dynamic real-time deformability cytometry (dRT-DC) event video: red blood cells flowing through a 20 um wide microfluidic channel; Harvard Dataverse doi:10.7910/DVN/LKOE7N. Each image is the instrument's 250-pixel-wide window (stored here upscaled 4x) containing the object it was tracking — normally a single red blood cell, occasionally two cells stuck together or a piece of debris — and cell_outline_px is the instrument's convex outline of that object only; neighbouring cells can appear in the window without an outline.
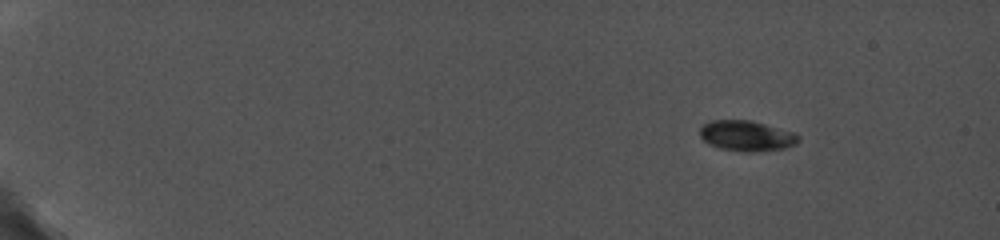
{"species": "common noctule bat (a hibernating species)", "species_latin": "Nyctalus noctula", "temperature_condition": "cold", "stored_images_in_passage": 33, "camera_frame_rate_fps": 5000, "um_per_image_px": 0.085, "animal": {"sex": "female", "body_mass_g": 19.0, "forearm_length_mm": 56.7}, "frame": {"image": 1, "passage_image": 1, "time_ms": 0.0, "image_size_px": [1000, 240], "cell_outline_px": [[800, 140], [796, 144], [784, 148], [756, 152], [744, 152], [720, 148], [708, 144], [700, 136], [700, 128], [704, 124], [712, 120], [752, 120], [796, 132], [800, 136]], "centroid_in_image_um": [63.5, 11.54], "position_along_channel_um": 21.5, "area_um2": 17.74}}
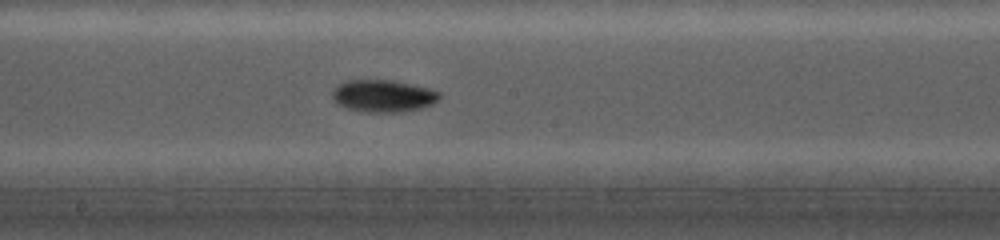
{"frame": {"image": 2, "passage_image": 23, "time_ms": 9.0, "image_size_px": [1000, 240], "cell_outline_px": [[440, 100], [432, 104], [420, 108], [400, 112], [364, 112], [348, 108], [336, 104], [332, 96], [332, 92], [340, 84], [348, 80], [392, 80], [428, 88], [440, 92]], "centroid_in_image_um": [32.58, 8.16], "position_along_channel_um": 215.6, "area_um2": 20.0}}
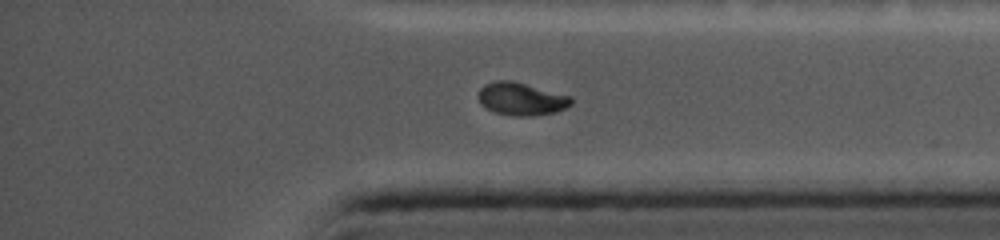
{"frame": {"image": 3, "passage_image": 33, "time_ms": 13.6, "image_size_px": [1000, 240], "cell_outline_px": [[572, 104], [556, 112], [532, 116], [512, 116], [496, 112], [480, 104], [480, 88], [484, 84], [496, 80], [512, 80], [572, 96]], "centroid_in_image_um": [44.34, 8.4], "position_along_channel_um": 390.9, "area_um2": 17.69}}